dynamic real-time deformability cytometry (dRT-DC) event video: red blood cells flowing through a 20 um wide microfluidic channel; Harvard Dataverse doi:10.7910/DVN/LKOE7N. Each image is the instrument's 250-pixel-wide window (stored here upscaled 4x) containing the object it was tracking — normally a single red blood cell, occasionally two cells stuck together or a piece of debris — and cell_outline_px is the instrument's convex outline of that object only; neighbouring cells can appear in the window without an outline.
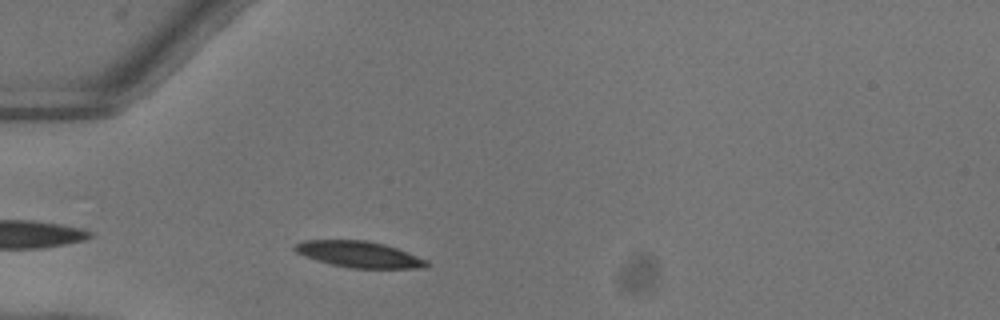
{"species": "common noctule bat (a hibernating species)", "species_latin": "Nyctalus noctula", "temperature_condition": "warm", "stored_images_in_passage": 39, "camera_frame_rate_fps": 3000, "um_per_image_px": 0.085, "animal": {"sex": "female"}, "frame": {"image": 1, "passage_image": 3, "time_ms": 0.667, "image_size_px": [1000, 320], "cell_outline_px": [[428, 264], [424, 268], [352, 268], [332, 264], [316, 260], [304, 256], [296, 252], [292, 248], [296, 244], [304, 240], [368, 240], [384, 244], [396, 248], [428, 260]], "centroid_in_image_um": [30.5, 21.61], "position_along_channel_um": 54.5, "area_um2": 20.0}}
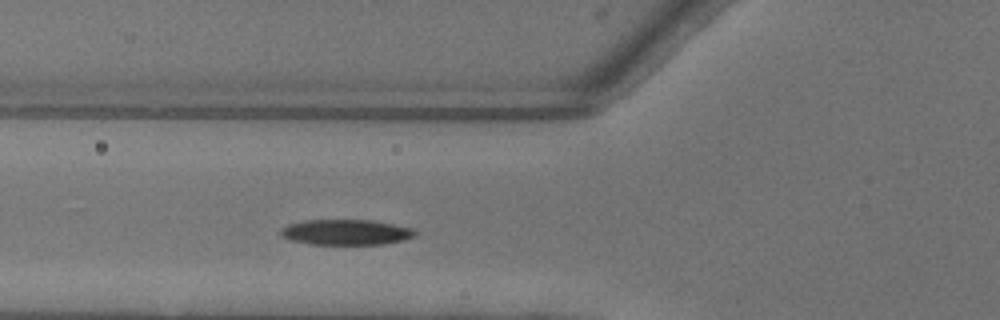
{"frame": {"image": 2, "passage_image": 7, "time_ms": 2.0, "image_size_px": [1000, 320], "cell_outline_px": [[416, 236], [404, 240], [384, 244], [312, 244], [288, 240], [280, 236], [280, 228], [288, 224], [304, 220], [372, 220], [412, 228], [416, 232]], "centroid_in_image_um": [29.37, 19.74], "position_along_channel_um": 96.4, "area_um2": 20.06}}
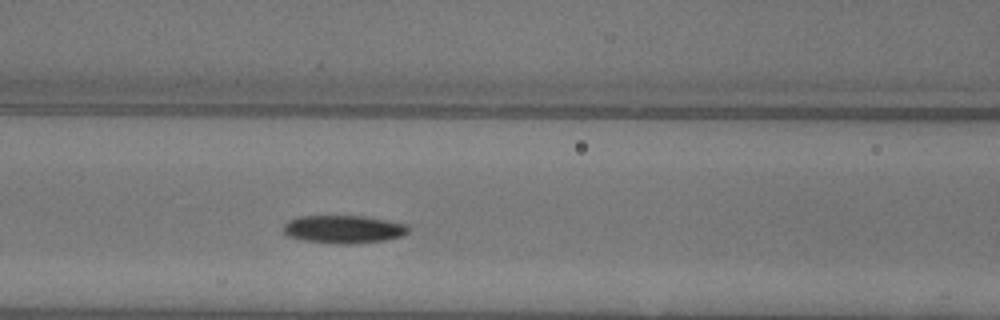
{"frame": {"image": 3, "passage_image": 10, "time_ms": 3.0, "image_size_px": [1000, 320], "cell_outline_px": [[412, 228], [404, 236], [384, 240], [348, 244], [336, 244], [304, 240], [288, 236], [284, 232], [284, 224], [288, 220], [300, 216], [364, 216], [408, 224]], "centroid_in_image_um": [29.25, 19.48], "position_along_channel_um": 137.4, "area_um2": 20.46}, "authors_computed_cell_mechanics": {"area_um2": 19.8254, "velocity_mm_per_s": 4.047, "shape_relaxation_time_tau1_ms": 2.6815, "shape_relaxation_time_tau2_ms": null, "deformation_change_tau1": 0.126, "deformation_change_tau2": null}}